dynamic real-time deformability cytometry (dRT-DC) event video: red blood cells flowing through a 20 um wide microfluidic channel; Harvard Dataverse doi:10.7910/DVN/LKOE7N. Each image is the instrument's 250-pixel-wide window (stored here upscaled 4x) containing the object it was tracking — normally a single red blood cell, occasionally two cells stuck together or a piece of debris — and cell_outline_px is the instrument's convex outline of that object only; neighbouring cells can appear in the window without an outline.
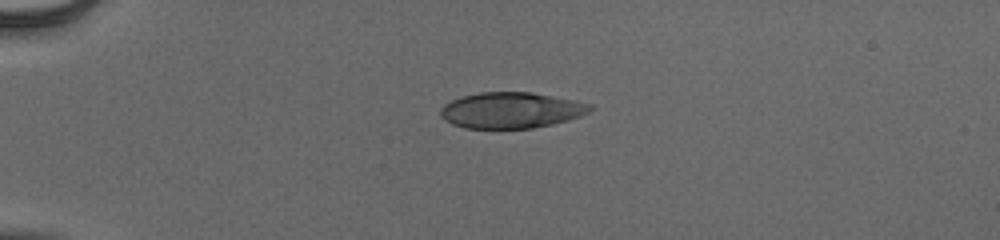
{"species": "human", "species_latin": "Homo sapiens", "temperature_condition": "cold", "stored_images_in_passage": 40, "camera_frame_rate_fps": 3000, "um_per_image_px": 0.085, "donor": {"sex": "male"}, "frame": {"image": 1, "passage_image": 1, "time_ms": 0.0, "image_size_px": [1000, 240], "cell_outline_px": [[596, 108], [580, 116], [568, 120], [552, 124], [532, 128], [464, 128], [452, 124], [444, 120], [440, 116], [440, 108], [444, 104], [452, 100], [464, 96], [480, 92], [528, 92], [552, 96], [592, 104]], "centroid_in_image_um": [43.44, 9.37], "position_along_channel_um": 41.6, "area_um2": 31.27}}
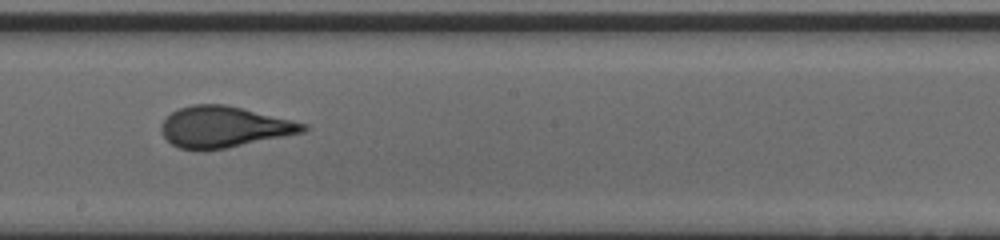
{"frame": {"image": 2, "passage_image": 19, "time_ms": 6.0, "image_size_px": [1000, 240], "cell_outline_px": [[308, 128], [304, 132], [204, 152], [180, 148], [172, 144], [164, 136], [160, 128], [160, 124], [172, 112], [180, 108], [192, 104], [224, 104], [292, 120], [308, 124]], "centroid_in_image_um": [19.01, 10.8], "position_along_channel_um": 229.2, "area_um2": 33.76}}
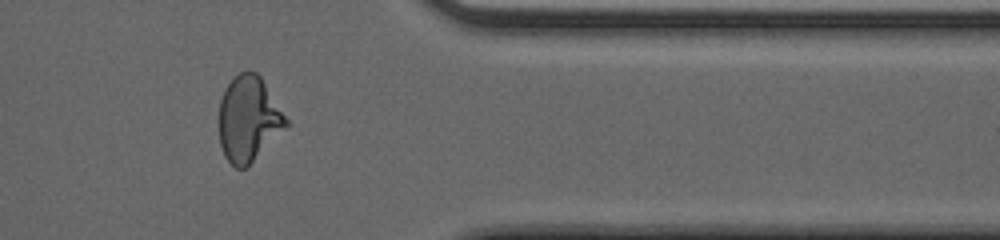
{"frame": {"image": 3, "passage_image": 32, "time_ms": 10.333, "image_size_px": [1000, 240], "cell_outline_px": [[288, 124], [244, 168], [236, 168], [224, 156], [220, 144], [220, 100], [224, 88], [240, 72], [256, 72], [260, 76], [288, 120]], "centroid_in_image_um": [21.09, 10.09], "position_along_channel_um": 390.3, "area_um2": 32.25}, "authors_computed_cell_mechanics": {"area_um2": 33.4084, "velocity_mm_per_s": 3.9447, "shape_relaxation_time_tau1_ms": 5.4251, "shape_relaxation_time_tau2_ms": 0.6997, "deformation_change_tau1": 0.2094, "deformation_change_tau2": 0.0788}}